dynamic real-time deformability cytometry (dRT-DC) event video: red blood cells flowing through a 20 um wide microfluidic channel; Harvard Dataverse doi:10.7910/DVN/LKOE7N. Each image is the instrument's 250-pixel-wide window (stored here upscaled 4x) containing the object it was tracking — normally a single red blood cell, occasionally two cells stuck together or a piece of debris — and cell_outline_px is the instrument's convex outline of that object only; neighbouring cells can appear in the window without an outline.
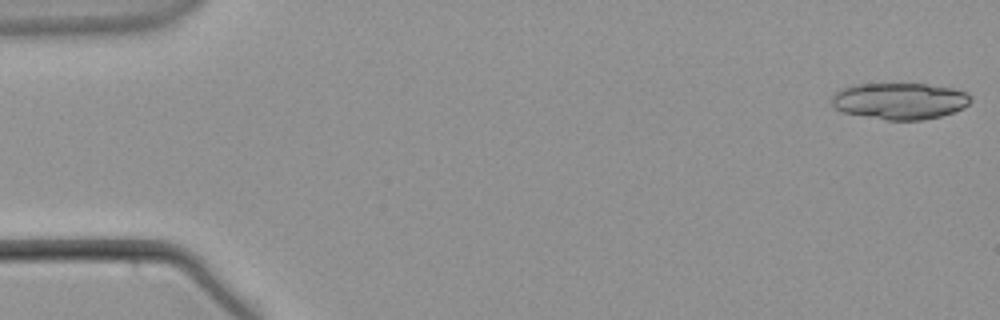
{"species": "common noctule bat (a hibernating species)", "species_latin": "Nyctalus noctula", "temperature_condition": "warm", "stored_images_in_passage": 20, "camera_frame_rate_fps": 3000, "um_per_image_px": 0.085, "animal": {"sex": "male", "body_mass_g": 21.5, "forearm_length_mm": 52.0}, "frame": {"image": 1, "passage_image": 1, "time_ms": 0.0, "image_size_px": [1000, 320], "cell_outline_px": [[972, 100], [964, 108], [940, 116], [920, 120], [888, 120], [844, 112], [836, 108], [832, 104], [832, 96], [840, 88], [852, 84], [924, 84], [952, 88], [968, 92], [972, 96]], "centroid_in_image_um": [76.5, 8.57], "position_along_channel_um": 8.5, "area_um2": 29.54}}
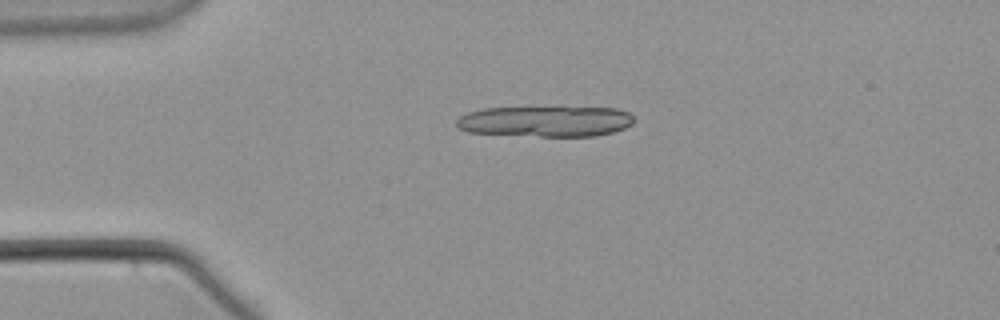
{"frame": {"image": 2, "passage_image": 13, "time_ms": 4.0, "image_size_px": [1000, 320], "cell_outline_px": [[636, 120], [632, 124], [624, 128], [612, 132], [596, 136], [540, 136], [468, 132], [460, 128], [456, 124], [456, 120], [460, 116], [468, 112], [484, 108], [616, 108], [628, 112]], "centroid_in_image_um": [46.39, 10.32], "position_along_channel_um": 38.6, "area_um2": 31.5}}